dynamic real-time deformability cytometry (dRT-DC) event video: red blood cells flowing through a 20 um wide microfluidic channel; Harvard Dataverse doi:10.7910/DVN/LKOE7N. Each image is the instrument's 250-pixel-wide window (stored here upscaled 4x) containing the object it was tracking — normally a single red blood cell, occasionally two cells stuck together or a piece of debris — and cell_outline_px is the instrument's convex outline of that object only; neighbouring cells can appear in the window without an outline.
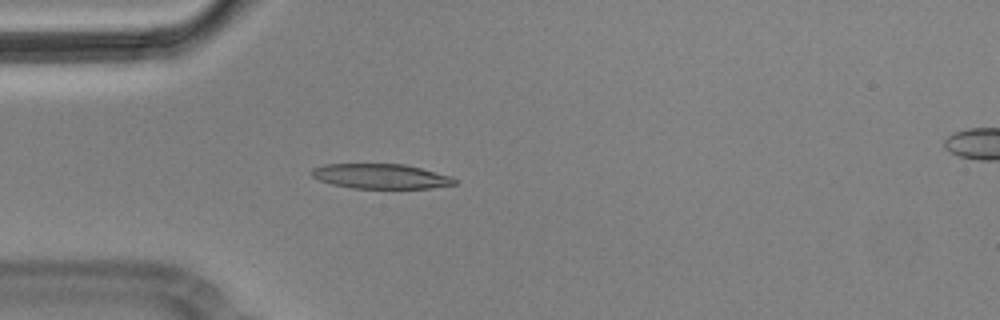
{"species": "Egyptian fruit bat (a non-hibernating species)", "species_latin": "Rousettus aegyptiacus", "temperature_condition": "cold", "stored_images_in_passage": 3, "camera_frame_rate_fps": 3000, "um_per_image_px": 0.085, "animal": {"sex": "male"}, "frame": {"image": 1, "passage_image": 3, "time_ms": 0.667, "image_size_px": [1000, 320], "cell_outline_px": [[456, 184], [432, 188], [352, 188], [332, 184], [320, 180], [312, 176], [312, 168], [324, 164], [404, 164], [452, 176], [456, 180]], "centroid_in_image_um": [32.38, 14.98], "position_along_channel_um": 52.6, "area_um2": 20.58}}